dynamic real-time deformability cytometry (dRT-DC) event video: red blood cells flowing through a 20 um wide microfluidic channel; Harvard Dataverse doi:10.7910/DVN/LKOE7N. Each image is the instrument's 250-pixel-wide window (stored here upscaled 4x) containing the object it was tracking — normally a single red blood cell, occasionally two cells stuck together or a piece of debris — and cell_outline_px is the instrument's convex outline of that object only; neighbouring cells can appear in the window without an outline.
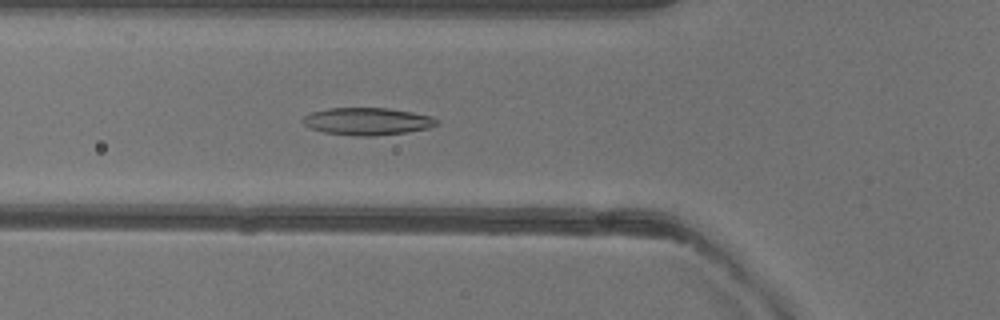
{"species": "common noctule bat (a hibernating species)", "species_latin": "Nyctalus noctula", "temperature_condition": "warm", "stored_images_in_passage": 30, "camera_frame_rate_fps": 3000, "um_per_image_px": 0.085, "animal": {"sex": "female"}, "frame": {"image": 1, "passage_image": 7, "time_ms": 2.0, "image_size_px": [1000, 320], "cell_outline_px": [[440, 124], [428, 128], [408, 132], [376, 136], [356, 136], [324, 132], [312, 128], [304, 124], [300, 120], [304, 116], [312, 112], [328, 108], [388, 108], [412, 112], [432, 116], [440, 120]], "centroid_in_image_um": [31.27, 10.31], "position_along_channel_um": 94.5, "area_um2": 21.5}}
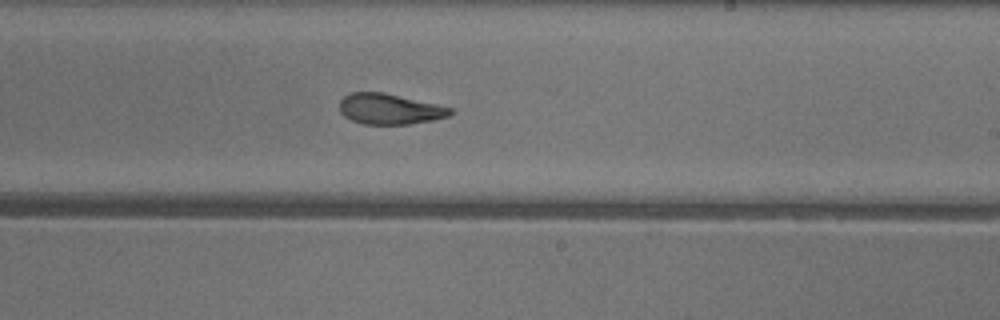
{"frame": {"image": 2, "passage_image": 19, "time_ms": 6.0, "image_size_px": [1000, 320], "cell_outline_px": [[452, 112], [448, 116], [432, 120], [408, 124], [364, 124], [352, 120], [344, 116], [340, 112], [340, 100], [344, 96], [352, 92], [384, 92], [436, 104], [452, 108]], "centroid_in_image_um": [33.09, 9.26], "position_along_channel_um": 255.9, "area_um2": 19.59}}
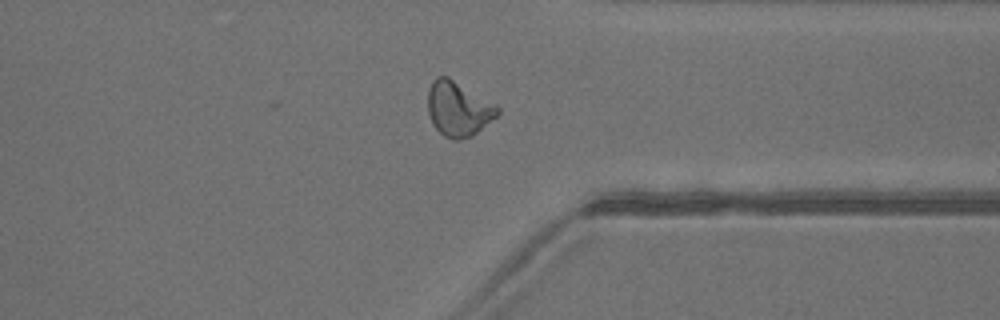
{"frame": {"image": 3, "passage_image": 28, "time_ms": 9.0, "image_size_px": [1000, 320], "cell_outline_px": [[500, 112], [496, 116], [472, 136], [460, 140], [452, 140], [444, 136], [432, 124], [428, 112], [428, 88], [432, 80], [436, 76], [448, 76], [496, 104], [500, 108]], "centroid_in_image_um": [38.94, 9.24], "position_along_channel_um": 372.5, "area_um2": 22.31}, "authors_computed_cell_mechanics": {"area_um2": 20.7213, "velocity_mm_per_s": 4.0323, "shape_relaxation_time_tau1_ms": 5.548, "shape_relaxation_time_tau2_ms": 2.0312, "deformation_change_tau1": 0.1722, "deformation_change_tau2": 0.0863}}